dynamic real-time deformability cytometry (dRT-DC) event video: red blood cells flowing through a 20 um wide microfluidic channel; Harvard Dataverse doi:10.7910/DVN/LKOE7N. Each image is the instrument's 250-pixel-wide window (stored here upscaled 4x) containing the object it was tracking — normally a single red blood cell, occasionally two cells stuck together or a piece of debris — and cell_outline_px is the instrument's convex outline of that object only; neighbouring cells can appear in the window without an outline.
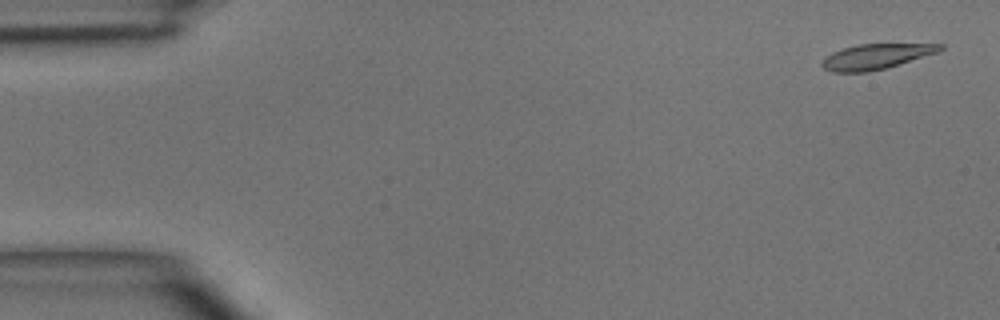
{"species": "common noctule bat (a hibernating species)", "species_latin": "Nyctalus noctula", "temperature_condition": "room temperature", "stored_images_in_passage": 6, "segment_of_instrument_passage": [2, 2], "camera_frame_rate_fps": 3000, "um_per_image_px": 0.085, "animal": {"sex": "male", "body_mass_g": 15.6}, "frame": {"image": 1, "passage_image": 6, "time_ms": 5.667, "image_size_px": [1000, 320], "cell_outline_px": [[944, 48], [936, 52], [888, 68], [868, 72], [832, 72], [824, 68], [820, 64], [832, 52], [844, 48], [860, 44], [944, 44]], "centroid_in_image_um": [74.45, 4.81], "position_along_channel_um": 10.5, "area_um2": 17.11}}